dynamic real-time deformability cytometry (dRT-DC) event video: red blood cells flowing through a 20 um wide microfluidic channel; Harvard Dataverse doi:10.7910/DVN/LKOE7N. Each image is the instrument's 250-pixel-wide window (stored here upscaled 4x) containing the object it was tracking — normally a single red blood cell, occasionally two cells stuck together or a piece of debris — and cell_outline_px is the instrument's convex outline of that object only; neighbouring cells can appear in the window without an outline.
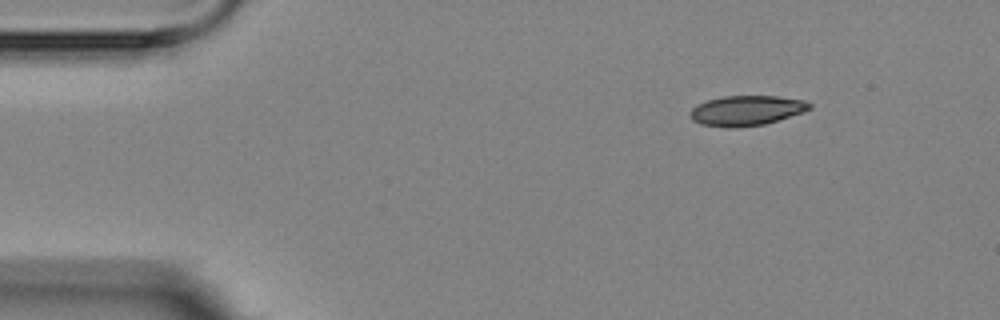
{"species": "Egyptian fruit bat (a non-hibernating species)", "species_latin": "Rousettus aegyptiacus", "temperature_condition": "room temperature", "stored_images_in_passage": 5, "camera_frame_rate_fps": 3000, "um_per_image_px": 0.085, "animal": {"sex": "female"}, "frame": {"image": 1, "passage_image": 1, "time_ms": 0.0, "image_size_px": [1000, 320], "cell_outline_px": [[812, 108], [804, 112], [764, 124], [736, 128], [728, 128], [700, 124], [692, 120], [688, 116], [692, 108], [708, 100], [724, 96], [776, 96], [804, 100], [812, 104]], "centroid_in_image_um": [63.45, 9.4], "position_along_channel_um": 21.6, "area_um2": 20.92}}
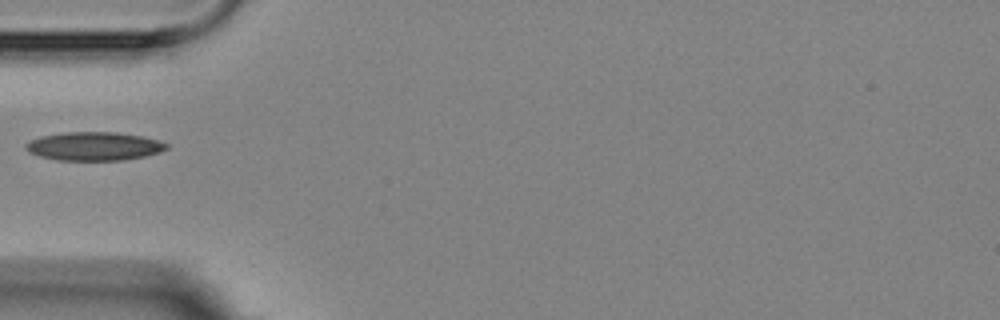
{"frame": {"image": 2, "passage_image": 4, "time_ms": 3.667, "image_size_px": [1000, 320], "cell_outline_px": [[168, 148], [160, 152], [144, 156], [124, 160], [60, 160], [40, 156], [28, 152], [24, 148], [24, 144], [40, 136], [64, 132], [116, 132], [144, 136], [168, 144]], "centroid_in_image_um": [7.98, 12.42], "position_along_channel_um": 77.0, "area_um2": 23.41}}
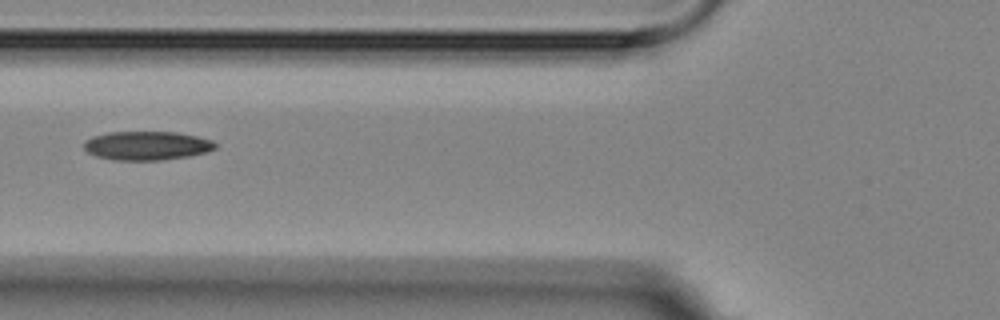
{"frame": {"image": 3, "passage_image": 5, "time_ms": 4.667, "image_size_px": [1000, 320], "cell_outline_px": [[216, 148], [204, 152], [188, 156], [160, 160], [112, 160], [96, 156], [88, 152], [84, 148], [84, 140], [92, 136], [108, 132], [176, 132], [196, 136], [212, 140], [216, 144]], "centroid_in_image_um": [12.44, 12.37], "position_along_channel_um": 113.4, "area_um2": 22.02}}